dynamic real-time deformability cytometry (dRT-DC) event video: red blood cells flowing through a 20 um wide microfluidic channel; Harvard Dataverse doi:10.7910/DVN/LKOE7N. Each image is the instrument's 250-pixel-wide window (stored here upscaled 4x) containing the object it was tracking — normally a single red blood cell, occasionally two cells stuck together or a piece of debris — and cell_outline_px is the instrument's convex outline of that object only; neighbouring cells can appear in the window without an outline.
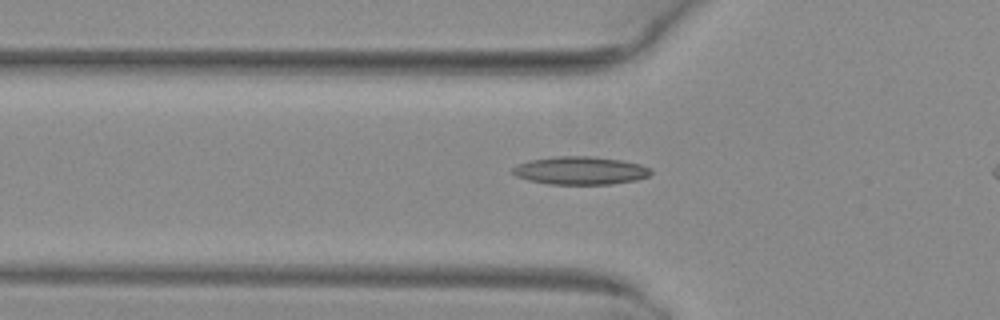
{"species": "common noctule bat (a hibernating species)", "species_latin": "Nyctalus noctula", "temperature_condition": "warm", "stored_images_in_passage": 45, "camera_frame_rate_fps": 3000, "um_per_image_px": 0.085, "animal": {"sex": "female", "body_mass_g": 29.2, "forearm_length_mm": 56.3}, "frame": {"image": 1, "passage_image": 18, "time_ms": 5.667, "image_size_px": [1000, 320], "cell_outline_px": [[652, 172], [648, 176], [636, 180], [612, 184], [548, 184], [528, 180], [516, 176], [512, 172], [512, 168], [520, 164], [532, 160], [556, 156], [592, 156], [620, 160], [640, 164], [652, 168]], "centroid_in_image_um": [49.36, 14.5], "position_along_channel_um": 76.4, "area_um2": 22.48}}
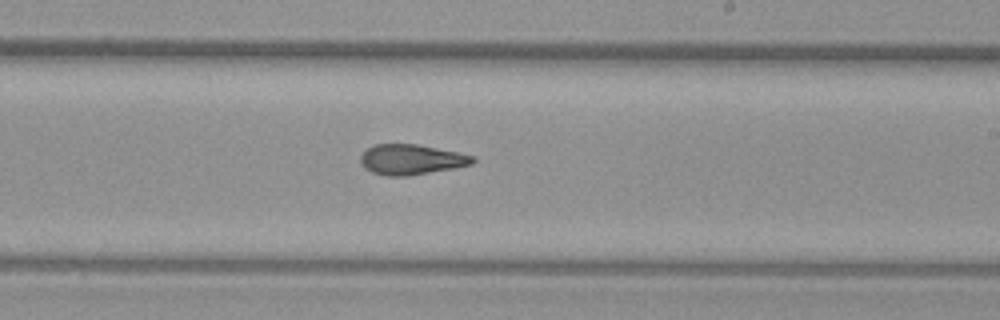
{"frame": {"image": 2, "passage_image": 31, "time_ms": 10.0, "image_size_px": [1000, 320], "cell_outline_px": [[476, 160], [472, 164], [456, 168], [408, 176], [384, 176], [372, 172], [364, 168], [360, 160], [360, 156], [372, 144], [416, 144], [476, 156]], "centroid_in_image_um": [34.96, 13.57], "position_along_channel_um": 254.0, "area_um2": 19.88}}
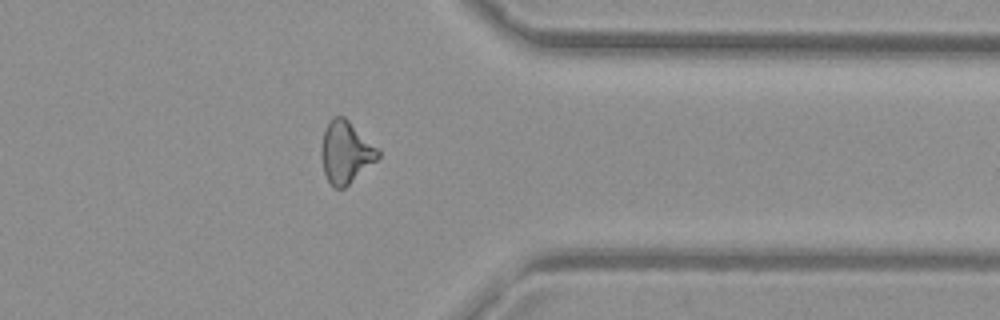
{"frame": {"image": 3, "passage_image": 41, "time_ms": 13.333, "image_size_px": [1000, 320], "cell_outline_px": [[380, 156], [376, 160], [344, 188], [332, 188], [324, 172], [320, 156], [320, 148], [324, 132], [328, 124], [336, 116], [344, 116], [380, 152]], "centroid_in_image_um": [29.34, 12.97], "position_along_channel_um": 382.1, "area_um2": 20.0}}